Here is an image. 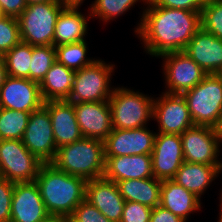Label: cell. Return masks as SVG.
<instances>
[{
    "label": "cell",
    "instance_id": "23",
    "mask_svg": "<svg viewBox=\"0 0 222 222\" xmlns=\"http://www.w3.org/2000/svg\"><path fill=\"white\" fill-rule=\"evenodd\" d=\"M78 9L79 7H64L59 13L55 24L54 47L85 40L87 20H90L91 16L82 14Z\"/></svg>",
    "mask_w": 222,
    "mask_h": 222
},
{
    "label": "cell",
    "instance_id": "15",
    "mask_svg": "<svg viewBox=\"0 0 222 222\" xmlns=\"http://www.w3.org/2000/svg\"><path fill=\"white\" fill-rule=\"evenodd\" d=\"M153 176L158 180H171L184 162L181 136L157 133L151 153Z\"/></svg>",
    "mask_w": 222,
    "mask_h": 222
},
{
    "label": "cell",
    "instance_id": "8",
    "mask_svg": "<svg viewBox=\"0 0 222 222\" xmlns=\"http://www.w3.org/2000/svg\"><path fill=\"white\" fill-rule=\"evenodd\" d=\"M42 164L22 140H0V177L13 183L33 182Z\"/></svg>",
    "mask_w": 222,
    "mask_h": 222
},
{
    "label": "cell",
    "instance_id": "10",
    "mask_svg": "<svg viewBox=\"0 0 222 222\" xmlns=\"http://www.w3.org/2000/svg\"><path fill=\"white\" fill-rule=\"evenodd\" d=\"M22 142L43 163L51 162L57 152L48 109L43 105L31 112Z\"/></svg>",
    "mask_w": 222,
    "mask_h": 222
},
{
    "label": "cell",
    "instance_id": "24",
    "mask_svg": "<svg viewBox=\"0 0 222 222\" xmlns=\"http://www.w3.org/2000/svg\"><path fill=\"white\" fill-rule=\"evenodd\" d=\"M220 172H222V166L184 161L172 180L200 198L212 181L218 178Z\"/></svg>",
    "mask_w": 222,
    "mask_h": 222
},
{
    "label": "cell",
    "instance_id": "34",
    "mask_svg": "<svg viewBox=\"0 0 222 222\" xmlns=\"http://www.w3.org/2000/svg\"><path fill=\"white\" fill-rule=\"evenodd\" d=\"M66 222H112L86 199L66 219Z\"/></svg>",
    "mask_w": 222,
    "mask_h": 222
},
{
    "label": "cell",
    "instance_id": "9",
    "mask_svg": "<svg viewBox=\"0 0 222 222\" xmlns=\"http://www.w3.org/2000/svg\"><path fill=\"white\" fill-rule=\"evenodd\" d=\"M163 57V72L165 77V93L180 94L192 89L207 75L204 70L184 51L170 52Z\"/></svg>",
    "mask_w": 222,
    "mask_h": 222
},
{
    "label": "cell",
    "instance_id": "47",
    "mask_svg": "<svg viewBox=\"0 0 222 222\" xmlns=\"http://www.w3.org/2000/svg\"><path fill=\"white\" fill-rule=\"evenodd\" d=\"M220 201H221V203H220V210L222 211V190H221V197H220Z\"/></svg>",
    "mask_w": 222,
    "mask_h": 222
},
{
    "label": "cell",
    "instance_id": "33",
    "mask_svg": "<svg viewBox=\"0 0 222 222\" xmlns=\"http://www.w3.org/2000/svg\"><path fill=\"white\" fill-rule=\"evenodd\" d=\"M21 42L18 19L11 16H0V54L10 51Z\"/></svg>",
    "mask_w": 222,
    "mask_h": 222
},
{
    "label": "cell",
    "instance_id": "44",
    "mask_svg": "<svg viewBox=\"0 0 222 222\" xmlns=\"http://www.w3.org/2000/svg\"><path fill=\"white\" fill-rule=\"evenodd\" d=\"M44 222H66V220H64L63 218H58V217H51Z\"/></svg>",
    "mask_w": 222,
    "mask_h": 222
},
{
    "label": "cell",
    "instance_id": "3",
    "mask_svg": "<svg viewBox=\"0 0 222 222\" xmlns=\"http://www.w3.org/2000/svg\"><path fill=\"white\" fill-rule=\"evenodd\" d=\"M105 161L104 141L82 137L58 148L50 163L59 170L88 181L103 177Z\"/></svg>",
    "mask_w": 222,
    "mask_h": 222
},
{
    "label": "cell",
    "instance_id": "25",
    "mask_svg": "<svg viewBox=\"0 0 222 222\" xmlns=\"http://www.w3.org/2000/svg\"><path fill=\"white\" fill-rule=\"evenodd\" d=\"M117 186L125 201L138 202L151 208L160 204L162 181L155 177L118 181Z\"/></svg>",
    "mask_w": 222,
    "mask_h": 222
},
{
    "label": "cell",
    "instance_id": "18",
    "mask_svg": "<svg viewBox=\"0 0 222 222\" xmlns=\"http://www.w3.org/2000/svg\"><path fill=\"white\" fill-rule=\"evenodd\" d=\"M85 199L110 221L121 222L125 200L114 181L104 177L88 180Z\"/></svg>",
    "mask_w": 222,
    "mask_h": 222
},
{
    "label": "cell",
    "instance_id": "11",
    "mask_svg": "<svg viewBox=\"0 0 222 222\" xmlns=\"http://www.w3.org/2000/svg\"><path fill=\"white\" fill-rule=\"evenodd\" d=\"M184 161L222 166L220 147L213 127L194 125L181 135Z\"/></svg>",
    "mask_w": 222,
    "mask_h": 222
},
{
    "label": "cell",
    "instance_id": "19",
    "mask_svg": "<svg viewBox=\"0 0 222 222\" xmlns=\"http://www.w3.org/2000/svg\"><path fill=\"white\" fill-rule=\"evenodd\" d=\"M48 109L57 149L78 141L83 136L76 119L73 103L67 99L44 102Z\"/></svg>",
    "mask_w": 222,
    "mask_h": 222
},
{
    "label": "cell",
    "instance_id": "4",
    "mask_svg": "<svg viewBox=\"0 0 222 222\" xmlns=\"http://www.w3.org/2000/svg\"><path fill=\"white\" fill-rule=\"evenodd\" d=\"M154 98L140 91L114 87L109 99L113 129H135L153 120Z\"/></svg>",
    "mask_w": 222,
    "mask_h": 222
},
{
    "label": "cell",
    "instance_id": "26",
    "mask_svg": "<svg viewBox=\"0 0 222 222\" xmlns=\"http://www.w3.org/2000/svg\"><path fill=\"white\" fill-rule=\"evenodd\" d=\"M75 71L55 61L39 84L44 101L68 99Z\"/></svg>",
    "mask_w": 222,
    "mask_h": 222
},
{
    "label": "cell",
    "instance_id": "6",
    "mask_svg": "<svg viewBox=\"0 0 222 222\" xmlns=\"http://www.w3.org/2000/svg\"><path fill=\"white\" fill-rule=\"evenodd\" d=\"M182 96L195 125H216L222 114V81L217 74H207L199 84Z\"/></svg>",
    "mask_w": 222,
    "mask_h": 222
},
{
    "label": "cell",
    "instance_id": "39",
    "mask_svg": "<svg viewBox=\"0 0 222 222\" xmlns=\"http://www.w3.org/2000/svg\"><path fill=\"white\" fill-rule=\"evenodd\" d=\"M149 222H186V221L159 205L152 208Z\"/></svg>",
    "mask_w": 222,
    "mask_h": 222
},
{
    "label": "cell",
    "instance_id": "22",
    "mask_svg": "<svg viewBox=\"0 0 222 222\" xmlns=\"http://www.w3.org/2000/svg\"><path fill=\"white\" fill-rule=\"evenodd\" d=\"M200 199L172 179L162 181L159 205L185 221L188 220L192 212L201 209Z\"/></svg>",
    "mask_w": 222,
    "mask_h": 222
},
{
    "label": "cell",
    "instance_id": "31",
    "mask_svg": "<svg viewBox=\"0 0 222 222\" xmlns=\"http://www.w3.org/2000/svg\"><path fill=\"white\" fill-rule=\"evenodd\" d=\"M139 0H95L91 4L90 16L91 18H99L105 23L117 18L118 16L124 14L128 9L135 6L136 2ZM143 1L144 5L147 0Z\"/></svg>",
    "mask_w": 222,
    "mask_h": 222
},
{
    "label": "cell",
    "instance_id": "16",
    "mask_svg": "<svg viewBox=\"0 0 222 222\" xmlns=\"http://www.w3.org/2000/svg\"><path fill=\"white\" fill-rule=\"evenodd\" d=\"M51 217L35 181L14 184L10 222H44Z\"/></svg>",
    "mask_w": 222,
    "mask_h": 222
},
{
    "label": "cell",
    "instance_id": "35",
    "mask_svg": "<svg viewBox=\"0 0 222 222\" xmlns=\"http://www.w3.org/2000/svg\"><path fill=\"white\" fill-rule=\"evenodd\" d=\"M152 208L138 202L125 201L121 222H149Z\"/></svg>",
    "mask_w": 222,
    "mask_h": 222
},
{
    "label": "cell",
    "instance_id": "21",
    "mask_svg": "<svg viewBox=\"0 0 222 222\" xmlns=\"http://www.w3.org/2000/svg\"><path fill=\"white\" fill-rule=\"evenodd\" d=\"M105 159L103 177L115 183L128 179L154 177L151 154L105 156Z\"/></svg>",
    "mask_w": 222,
    "mask_h": 222
},
{
    "label": "cell",
    "instance_id": "27",
    "mask_svg": "<svg viewBox=\"0 0 222 222\" xmlns=\"http://www.w3.org/2000/svg\"><path fill=\"white\" fill-rule=\"evenodd\" d=\"M87 50L86 40L56 46V61L73 71L80 70L95 61V59L86 57Z\"/></svg>",
    "mask_w": 222,
    "mask_h": 222
},
{
    "label": "cell",
    "instance_id": "32",
    "mask_svg": "<svg viewBox=\"0 0 222 222\" xmlns=\"http://www.w3.org/2000/svg\"><path fill=\"white\" fill-rule=\"evenodd\" d=\"M201 27L222 40V0H207L201 11Z\"/></svg>",
    "mask_w": 222,
    "mask_h": 222
},
{
    "label": "cell",
    "instance_id": "43",
    "mask_svg": "<svg viewBox=\"0 0 222 222\" xmlns=\"http://www.w3.org/2000/svg\"><path fill=\"white\" fill-rule=\"evenodd\" d=\"M50 1H59V0H25L27 5H30V4H33V3L50 2Z\"/></svg>",
    "mask_w": 222,
    "mask_h": 222
},
{
    "label": "cell",
    "instance_id": "46",
    "mask_svg": "<svg viewBox=\"0 0 222 222\" xmlns=\"http://www.w3.org/2000/svg\"><path fill=\"white\" fill-rule=\"evenodd\" d=\"M220 215H219V219H218V221L217 222H222V211L220 210V213H219Z\"/></svg>",
    "mask_w": 222,
    "mask_h": 222
},
{
    "label": "cell",
    "instance_id": "40",
    "mask_svg": "<svg viewBox=\"0 0 222 222\" xmlns=\"http://www.w3.org/2000/svg\"><path fill=\"white\" fill-rule=\"evenodd\" d=\"M7 76L8 74L6 70L4 55L0 54V89L3 86Z\"/></svg>",
    "mask_w": 222,
    "mask_h": 222
},
{
    "label": "cell",
    "instance_id": "1",
    "mask_svg": "<svg viewBox=\"0 0 222 222\" xmlns=\"http://www.w3.org/2000/svg\"><path fill=\"white\" fill-rule=\"evenodd\" d=\"M136 35L146 53L159 57L184 51L193 35L201 28V12L156 6L147 0Z\"/></svg>",
    "mask_w": 222,
    "mask_h": 222
},
{
    "label": "cell",
    "instance_id": "12",
    "mask_svg": "<svg viewBox=\"0 0 222 222\" xmlns=\"http://www.w3.org/2000/svg\"><path fill=\"white\" fill-rule=\"evenodd\" d=\"M153 119L159 124L157 133L179 134L194 126L187 102L180 94L163 92L154 98Z\"/></svg>",
    "mask_w": 222,
    "mask_h": 222
},
{
    "label": "cell",
    "instance_id": "7",
    "mask_svg": "<svg viewBox=\"0 0 222 222\" xmlns=\"http://www.w3.org/2000/svg\"><path fill=\"white\" fill-rule=\"evenodd\" d=\"M114 66L96 59L91 65L75 71L72 91L67 100L72 103L109 101L114 89L109 84Z\"/></svg>",
    "mask_w": 222,
    "mask_h": 222
},
{
    "label": "cell",
    "instance_id": "20",
    "mask_svg": "<svg viewBox=\"0 0 222 222\" xmlns=\"http://www.w3.org/2000/svg\"><path fill=\"white\" fill-rule=\"evenodd\" d=\"M184 52L206 74H217L222 69V40L202 27L193 35Z\"/></svg>",
    "mask_w": 222,
    "mask_h": 222
},
{
    "label": "cell",
    "instance_id": "30",
    "mask_svg": "<svg viewBox=\"0 0 222 222\" xmlns=\"http://www.w3.org/2000/svg\"><path fill=\"white\" fill-rule=\"evenodd\" d=\"M30 80L41 83L46 73L56 61L53 45L32 46Z\"/></svg>",
    "mask_w": 222,
    "mask_h": 222
},
{
    "label": "cell",
    "instance_id": "17",
    "mask_svg": "<svg viewBox=\"0 0 222 222\" xmlns=\"http://www.w3.org/2000/svg\"><path fill=\"white\" fill-rule=\"evenodd\" d=\"M83 137L104 141L113 130L109 101L73 103Z\"/></svg>",
    "mask_w": 222,
    "mask_h": 222
},
{
    "label": "cell",
    "instance_id": "29",
    "mask_svg": "<svg viewBox=\"0 0 222 222\" xmlns=\"http://www.w3.org/2000/svg\"><path fill=\"white\" fill-rule=\"evenodd\" d=\"M31 112L10 110L1 108L0 110V140L17 139L21 140L26 130Z\"/></svg>",
    "mask_w": 222,
    "mask_h": 222
},
{
    "label": "cell",
    "instance_id": "45",
    "mask_svg": "<svg viewBox=\"0 0 222 222\" xmlns=\"http://www.w3.org/2000/svg\"><path fill=\"white\" fill-rule=\"evenodd\" d=\"M217 76L221 79L222 81V69L217 73Z\"/></svg>",
    "mask_w": 222,
    "mask_h": 222
},
{
    "label": "cell",
    "instance_id": "14",
    "mask_svg": "<svg viewBox=\"0 0 222 222\" xmlns=\"http://www.w3.org/2000/svg\"><path fill=\"white\" fill-rule=\"evenodd\" d=\"M147 126L135 129H113L104 140L105 156L151 154L155 137Z\"/></svg>",
    "mask_w": 222,
    "mask_h": 222
},
{
    "label": "cell",
    "instance_id": "28",
    "mask_svg": "<svg viewBox=\"0 0 222 222\" xmlns=\"http://www.w3.org/2000/svg\"><path fill=\"white\" fill-rule=\"evenodd\" d=\"M32 45L20 42L4 54L7 74L30 79Z\"/></svg>",
    "mask_w": 222,
    "mask_h": 222
},
{
    "label": "cell",
    "instance_id": "42",
    "mask_svg": "<svg viewBox=\"0 0 222 222\" xmlns=\"http://www.w3.org/2000/svg\"><path fill=\"white\" fill-rule=\"evenodd\" d=\"M64 7H81L84 0H59Z\"/></svg>",
    "mask_w": 222,
    "mask_h": 222
},
{
    "label": "cell",
    "instance_id": "38",
    "mask_svg": "<svg viewBox=\"0 0 222 222\" xmlns=\"http://www.w3.org/2000/svg\"><path fill=\"white\" fill-rule=\"evenodd\" d=\"M25 0H0L2 15L18 18L26 8Z\"/></svg>",
    "mask_w": 222,
    "mask_h": 222
},
{
    "label": "cell",
    "instance_id": "36",
    "mask_svg": "<svg viewBox=\"0 0 222 222\" xmlns=\"http://www.w3.org/2000/svg\"><path fill=\"white\" fill-rule=\"evenodd\" d=\"M13 182L0 177V222H10Z\"/></svg>",
    "mask_w": 222,
    "mask_h": 222
},
{
    "label": "cell",
    "instance_id": "37",
    "mask_svg": "<svg viewBox=\"0 0 222 222\" xmlns=\"http://www.w3.org/2000/svg\"><path fill=\"white\" fill-rule=\"evenodd\" d=\"M156 6L201 12L207 0H151Z\"/></svg>",
    "mask_w": 222,
    "mask_h": 222
},
{
    "label": "cell",
    "instance_id": "2",
    "mask_svg": "<svg viewBox=\"0 0 222 222\" xmlns=\"http://www.w3.org/2000/svg\"><path fill=\"white\" fill-rule=\"evenodd\" d=\"M48 213L66 220L85 200L87 181L43 163L34 180Z\"/></svg>",
    "mask_w": 222,
    "mask_h": 222
},
{
    "label": "cell",
    "instance_id": "41",
    "mask_svg": "<svg viewBox=\"0 0 222 222\" xmlns=\"http://www.w3.org/2000/svg\"><path fill=\"white\" fill-rule=\"evenodd\" d=\"M219 146H222V114L219 116L216 125L213 127ZM221 143V144H220Z\"/></svg>",
    "mask_w": 222,
    "mask_h": 222
},
{
    "label": "cell",
    "instance_id": "5",
    "mask_svg": "<svg viewBox=\"0 0 222 222\" xmlns=\"http://www.w3.org/2000/svg\"><path fill=\"white\" fill-rule=\"evenodd\" d=\"M63 8L59 1L27 5L17 18L21 42L32 46L53 45L56 20Z\"/></svg>",
    "mask_w": 222,
    "mask_h": 222
},
{
    "label": "cell",
    "instance_id": "13",
    "mask_svg": "<svg viewBox=\"0 0 222 222\" xmlns=\"http://www.w3.org/2000/svg\"><path fill=\"white\" fill-rule=\"evenodd\" d=\"M39 83L28 78L7 76L0 89V106L10 110L33 112L44 105Z\"/></svg>",
    "mask_w": 222,
    "mask_h": 222
}]
</instances>
